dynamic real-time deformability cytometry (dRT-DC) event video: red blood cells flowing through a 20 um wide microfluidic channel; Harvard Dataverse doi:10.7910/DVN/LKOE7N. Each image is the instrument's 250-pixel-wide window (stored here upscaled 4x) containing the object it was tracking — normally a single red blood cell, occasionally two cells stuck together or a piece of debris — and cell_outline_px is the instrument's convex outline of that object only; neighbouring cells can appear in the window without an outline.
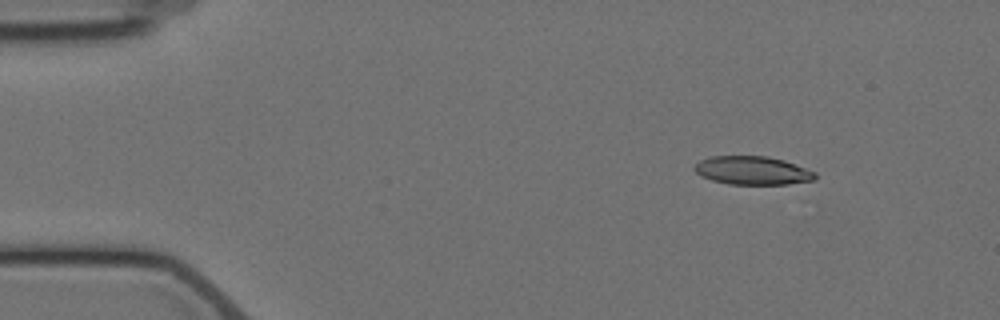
{"species": "Egyptian fruit bat (a non-hibernating species)", "species_latin": "Rousettus aegyptiacus", "temperature_condition": "cold", "stored_images_in_passage": 5, "camera_frame_rate_fps": 3000, "um_per_image_px": 0.085, "animal": {"sex": "female"}, "frame": {"image": 1, "passage_image": 2, "time_ms": 1.333, "image_size_px": [1000, 320], "cell_outline_px": [[816, 180], [788, 184], [728, 184], [712, 180], [700, 176], [692, 168], [700, 160], [712, 156], [768, 156], [784, 160], [816, 172]], "centroid_in_image_um": [63.96, 14.49], "position_along_channel_um": 21.0, "area_um2": 20.06}}
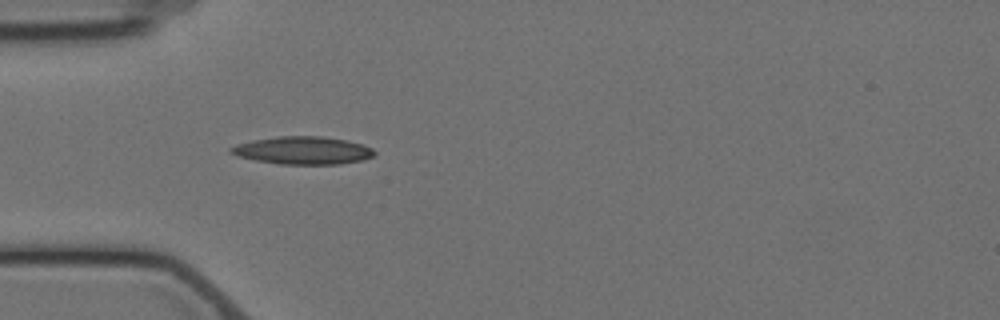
{"frame": {"image": 2, "passage_image": 5, "time_ms": 4.667, "image_size_px": [1000, 320], "cell_outline_px": [[376, 156], [364, 160], [340, 164], [280, 164], [256, 160], [236, 156], [228, 152], [228, 148], [236, 144], [252, 140], [276, 136], [324, 136], [348, 140], [364, 144], [372, 148], [376, 152]], "centroid_in_image_um": [25.76, 12.78], "position_along_channel_um": 59.2, "area_um2": 23.64}}